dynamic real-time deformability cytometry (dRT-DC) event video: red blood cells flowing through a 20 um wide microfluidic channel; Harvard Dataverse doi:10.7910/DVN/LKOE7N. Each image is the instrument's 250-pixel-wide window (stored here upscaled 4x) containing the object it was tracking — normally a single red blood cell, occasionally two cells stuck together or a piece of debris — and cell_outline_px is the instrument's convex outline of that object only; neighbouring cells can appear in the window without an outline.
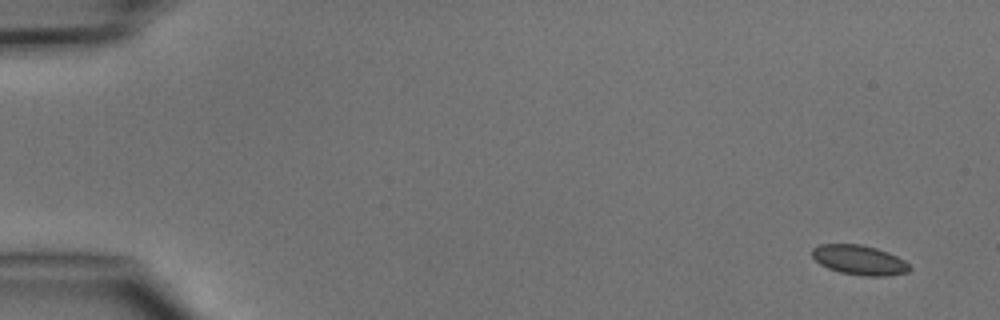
{"species": "common noctule bat (a hibernating species)", "species_latin": "Nyctalus noctula", "temperature_condition": "cold", "stored_images_in_passage": 5, "camera_frame_rate_fps": 3000, "um_per_image_px": 0.085, "animal": {"sex": "male", "body_mass_g": 15.6}, "frame": {"image": 1, "passage_image": 1, "time_ms": 0.0, "image_size_px": [1000, 320], "cell_outline_px": [[912, 268], [908, 272], [888, 276], [864, 276], [840, 272], [828, 268], [820, 264], [812, 256], [812, 248], [820, 244], [860, 244], [876, 248], [888, 252], [904, 260]], "centroid_in_image_um": [73.05, 22.1], "position_along_channel_um": 12.0, "area_um2": 16.88}}
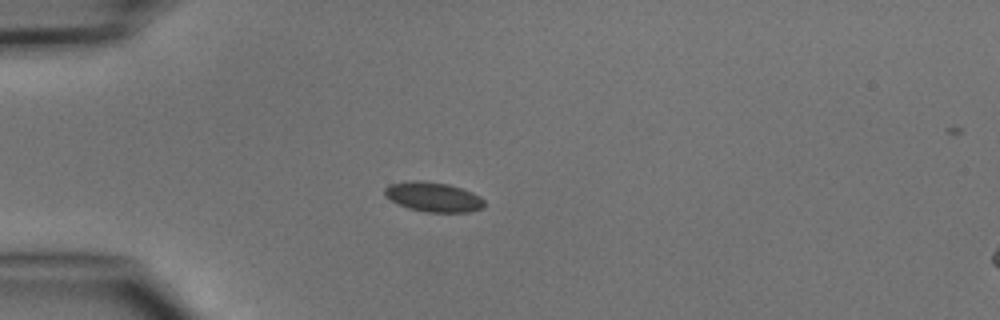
{"frame": {"image": 2, "passage_image": 4, "time_ms": 3.667, "image_size_px": [1000, 320], "cell_outline_px": [[484, 208], [472, 212], [424, 212], [408, 208], [396, 204], [384, 196], [384, 188], [388, 184], [408, 180], [424, 180], [448, 184], [472, 192], [480, 196], [484, 200]], "centroid_in_image_um": [36.79, 16.74], "position_along_channel_um": 48.2, "area_um2": 17.63}}